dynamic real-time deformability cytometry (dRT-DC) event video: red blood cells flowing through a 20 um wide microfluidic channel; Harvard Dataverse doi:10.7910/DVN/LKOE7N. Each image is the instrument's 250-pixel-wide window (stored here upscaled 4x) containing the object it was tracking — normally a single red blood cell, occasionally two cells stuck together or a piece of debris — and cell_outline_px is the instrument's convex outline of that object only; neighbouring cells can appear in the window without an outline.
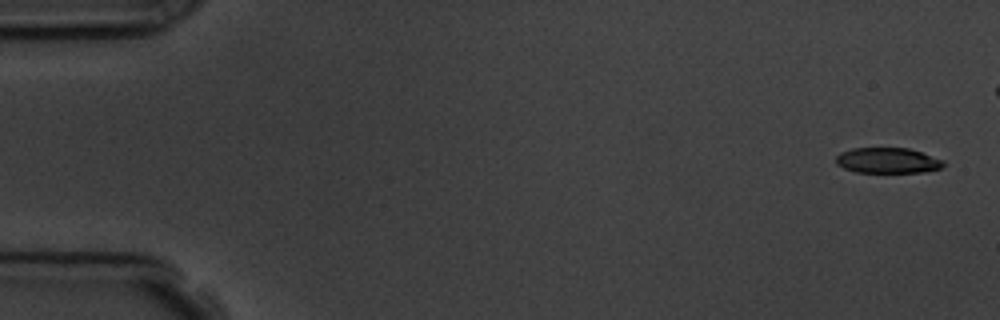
{"species": "common noctule bat (a hibernating species)", "species_latin": "Nyctalus noctula", "temperature_condition": "room temperature", "stored_images_in_passage": 4, "camera_frame_rate_fps": 3000, "um_per_image_px": 0.085, "animal": {"sex": "male", "body_mass_g": 19.5, "forearm_length_mm": 54.6}, "frame": {"image": 1, "passage_image": 1, "time_ms": 0.0, "image_size_px": [1000, 320], "cell_outline_px": [[944, 164], [940, 168], [924, 172], [856, 172], [844, 168], [836, 164], [836, 156], [840, 152], [852, 148], [908, 148], [944, 160]], "centroid_in_image_um": [75.42, 13.64], "position_along_channel_um": 9.6, "area_um2": 15.9}}